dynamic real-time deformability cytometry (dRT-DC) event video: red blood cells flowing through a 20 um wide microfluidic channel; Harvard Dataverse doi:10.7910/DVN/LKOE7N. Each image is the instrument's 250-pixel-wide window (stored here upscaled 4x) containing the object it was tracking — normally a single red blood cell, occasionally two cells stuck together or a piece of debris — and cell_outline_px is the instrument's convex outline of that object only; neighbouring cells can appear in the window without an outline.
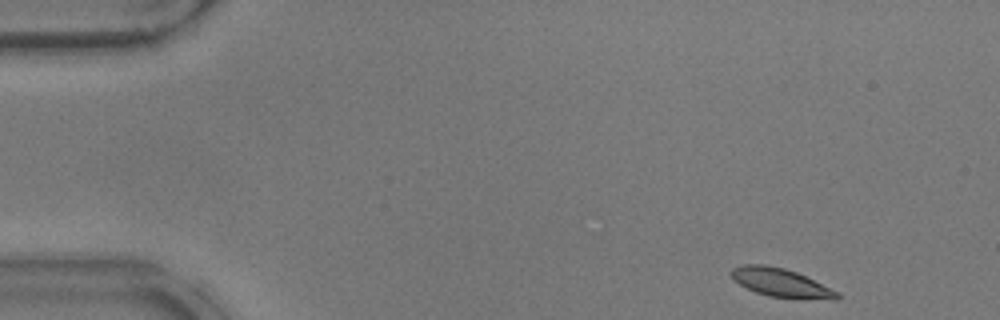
{"species": "common noctule bat (a hibernating species)", "species_latin": "Nyctalus noctula", "temperature_condition": "warm", "stored_images_in_passage": 48, "camera_frame_rate_fps": 3000, "um_per_image_px": 0.085, "animal": {"sex": "male", "body_mass_g": 17.9}, "frame": {"image": 1, "passage_image": 1, "time_ms": 0.0, "image_size_px": [1000, 320], "cell_outline_px": [[840, 296], [836, 300], [832, 300], [768, 296], [756, 292], [740, 284], [728, 272], [732, 268], [744, 264], [764, 264], [784, 268], [796, 272], [840, 292]], "centroid_in_image_um": [66.39, 24.02], "position_along_channel_um": 18.6, "area_um2": 17.46}}
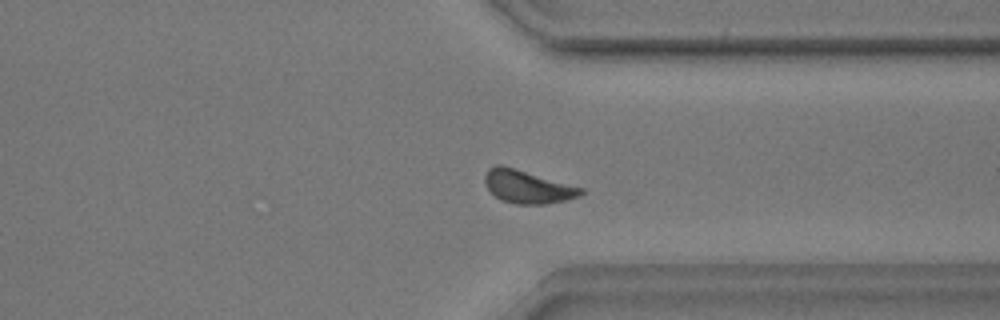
{"frame": {"image": 2, "passage_image": 36, "time_ms": 11.667, "image_size_px": [1000, 320], "cell_outline_px": [[584, 192], [580, 196], [564, 200], [544, 204], [516, 204], [500, 200], [488, 188], [484, 180], [484, 176], [488, 168], [496, 164], [500, 164], [584, 188]], "centroid_in_image_um": [44.83, 15.87], "position_along_channel_um": 366.6, "area_um2": 18.32}}
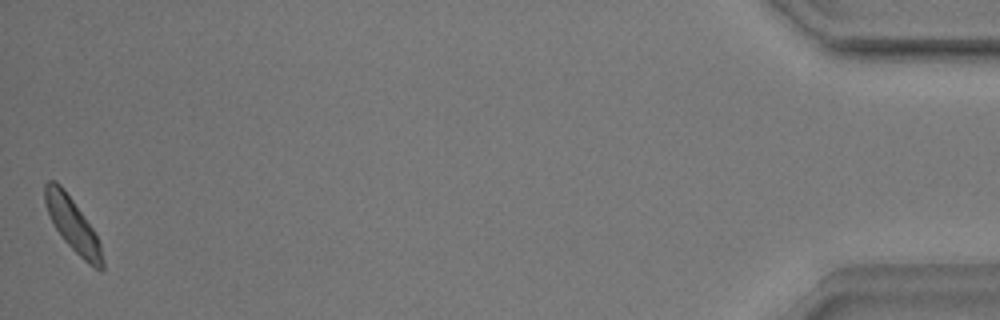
{"frame": {"image": 3, "passage_image": 48, "time_ms": 15.667, "image_size_px": [1000, 320], "cell_outline_px": [[104, 268], [100, 272], [88, 264], [64, 240], [56, 228], [48, 212], [44, 200], [44, 184], [48, 180], [56, 180], [60, 184], [72, 200], [92, 228], [100, 240], [104, 260]], "centroid_in_image_um": [6.21, 19.13], "position_along_channel_um": 429.0, "area_um2": 17.69}, "authors_computed_cell_mechanics": {"area_um2": 17.9469, "velocity_mm_per_s": 3.8376, "shape_relaxation_time_tau1_ms": 4.2985, "shape_relaxation_time_tau2_ms": 3.6219, "deformation_change_tau1": 0.1187, "deformation_change_tau2": 0.0861}}